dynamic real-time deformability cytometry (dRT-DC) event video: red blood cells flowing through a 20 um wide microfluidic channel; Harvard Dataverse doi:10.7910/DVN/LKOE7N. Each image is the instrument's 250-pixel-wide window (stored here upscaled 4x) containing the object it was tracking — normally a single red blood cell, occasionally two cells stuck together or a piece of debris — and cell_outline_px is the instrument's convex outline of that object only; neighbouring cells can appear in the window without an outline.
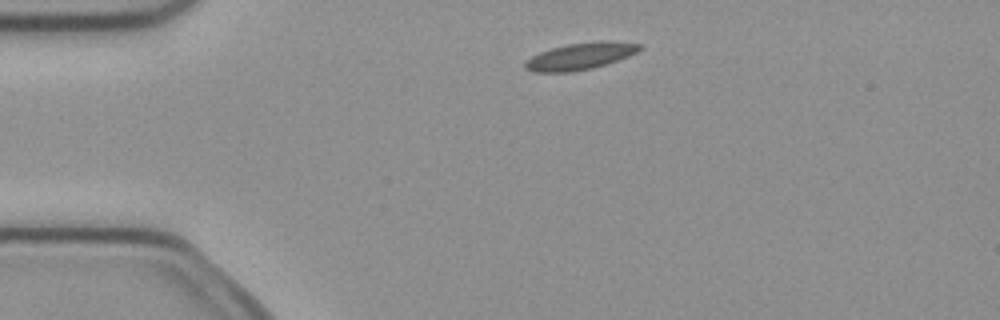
{"species": "common noctule bat (a hibernating species)", "species_latin": "Nyctalus noctula", "temperature_condition": "cold", "stored_images_in_passage": 5, "camera_frame_rate_fps": 3000, "um_per_image_px": 0.085, "animal": {"sex": "female", "body_mass_g": 21.9}, "frame": {"image": 1, "passage_image": 5, "time_ms": 1.333, "image_size_px": [1000, 320], "cell_outline_px": [[644, 48], [628, 56], [592, 68], [572, 72], [532, 72], [524, 68], [524, 64], [532, 56], [540, 52], [552, 48], [568, 44], [600, 40], [604, 40], [640, 44]], "centroid_in_image_um": [49.31, 4.77], "position_along_channel_um": 35.7, "area_um2": 17.74}}